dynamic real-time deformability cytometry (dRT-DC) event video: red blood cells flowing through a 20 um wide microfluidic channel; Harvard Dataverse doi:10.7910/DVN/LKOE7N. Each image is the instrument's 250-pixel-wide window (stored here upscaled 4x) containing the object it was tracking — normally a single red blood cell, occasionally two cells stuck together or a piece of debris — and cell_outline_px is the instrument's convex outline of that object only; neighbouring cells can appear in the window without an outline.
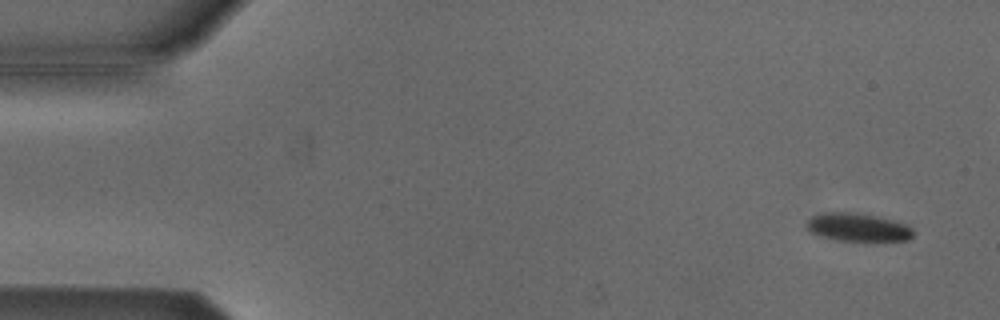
{"species": "Egyptian fruit bat (a non-hibernating species)", "species_latin": "Rousettus aegyptiacus", "temperature_condition": "cold", "stored_images_in_passage": 50, "camera_frame_rate_fps": 3000, "um_per_image_px": 0.085, "animal": {"sex": "male"}, "frame": {"image": 1, "passage_image": 4, "time_ms": 1.0, "image_size_px": [1000, 320], "cell_outline_px": [[912, 236], [908, 240], [836, 240], [820, 236], [812, 232], [804, 224], [812, 216], [824, 212], [856, 212], [876, 216], [908, 224], [912, 228]], "centroid_in_image_um": [72.89, 19.3], "position_along_channel_um": 12.1, "area_um2": 17.34}}
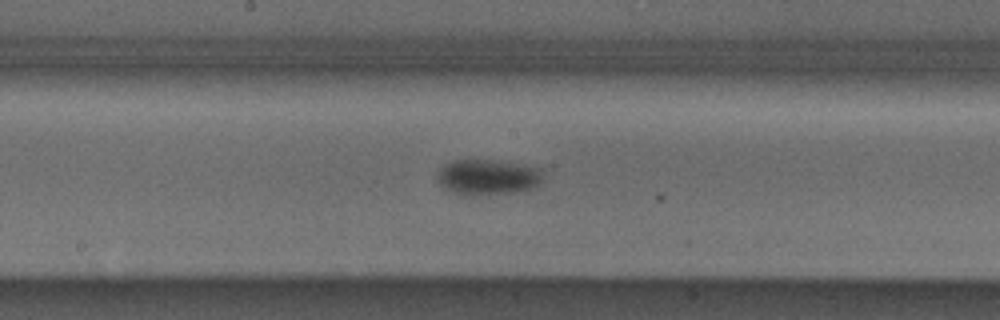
{"frame": {"image": 2, "passage_image": 29, "time_ms": 9.333, "image_size_px": [1000, 320], "cell_outline_px": [[548, 168], [540, 184], [536, 188], [512, 192], [468, 196], [464, 196], [452, 192], [444, 188], [436, 180], [436, 172], [440, 168], [456, 160], [496, 160]], "centroid_in_image_um": [41.54, 15.05], "position_along_channel_um": 206.7, "area_um2": 22.54}}
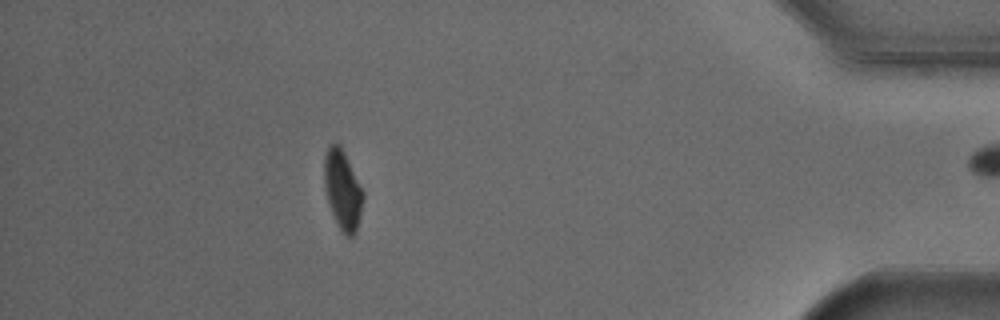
{"frame": {"image": 3, "passage_image": 49, "time_ms": 16.0, "image_size_px": [1000, 320], "cell_outline_px": [[364, 200], [356, 232], [352, 236], [348, 236], [340, 228], [332, 212], [324, 188], [324, 156], [328, 144], [340, 144], [364, 192]], "centroid_in_image_um": [29.12, 16.1], "position_along_channel_um": 406.1, "area_um2": 17.8}, "authors_computed_cell_mechanics": {"area_um2": 19.4497, "velocity_mm_per_s": 3.7866, "shape_relaxation_time_tau1_ms": 1.6776, "shape_relaxation_time_tau2_ms": null, "deformation_change_tau1": 0.0827, "deformation_change_tau2": null}}